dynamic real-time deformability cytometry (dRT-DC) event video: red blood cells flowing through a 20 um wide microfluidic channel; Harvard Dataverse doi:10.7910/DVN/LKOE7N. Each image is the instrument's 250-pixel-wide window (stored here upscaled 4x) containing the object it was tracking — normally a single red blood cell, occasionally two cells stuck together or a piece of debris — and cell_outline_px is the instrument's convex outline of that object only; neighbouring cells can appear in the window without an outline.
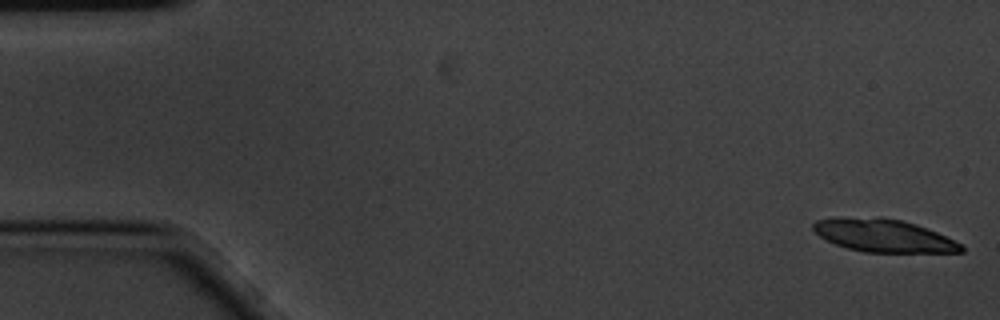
{"species": "common noctule bat (a hibernating species)", "species_latin": "Nyctalus noctula", "temperature_condition": "cold", "stored_images_in_passage": 8, "segment_of_instrument_passage": [1, 2], "camera_frame_rate_fps": 3000, "um_per_image_px": 0.085, "animal": {"sex": "male", "body_mass_g": 20.1, "forearm_length_mm": 53.5}, "frame": {"image": 1, "passage_image": 1, "time_ms": 0.0, "image_size_px": [1000, 320], "cell_outline_px": [[964, 252], [864, 252], [848, 248], [836, 244], [820, 236], [812, 228], [812, 224], [816, 220], [836, 216], [900, 220], [916, 224], [928, 228], [960, 244], [964, 248]], "centroid_in_image_um": [75.06, 20.03], "position_along_channel_um": 9.9, "area_um2": 27.8}}